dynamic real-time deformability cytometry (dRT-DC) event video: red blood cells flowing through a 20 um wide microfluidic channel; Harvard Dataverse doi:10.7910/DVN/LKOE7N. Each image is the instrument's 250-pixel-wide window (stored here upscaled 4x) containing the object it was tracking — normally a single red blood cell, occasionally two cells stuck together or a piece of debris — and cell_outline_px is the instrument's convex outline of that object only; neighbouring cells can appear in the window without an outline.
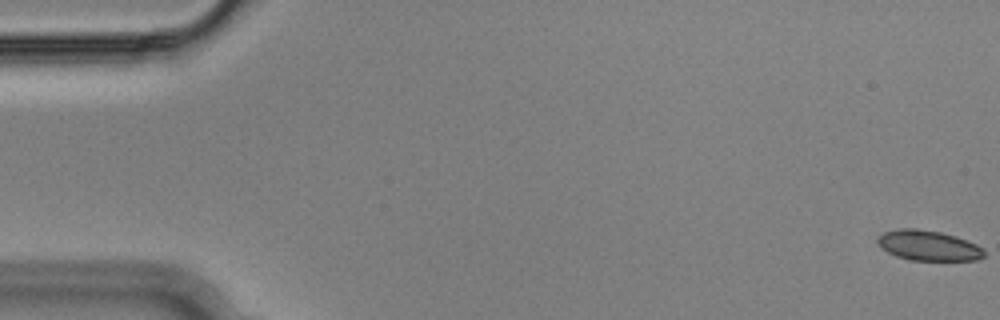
{"species": "Egyptian fruit bat (a non-hibernating species)", "species_latin": "Rousettus aegyptiacus", "temperature_condition": "cold", "stored_images_in_passage": 56, "camera_frame_rate_fps": 3000, "um_per_image_px": 0.085, "animal": {"sex": "male"}, "frame": {"image": 1, "passage_image": 1, "time_ms": 0.0, "image_size_px": [1000, 320], "cell_outline_px": [[984, 256], [976, 260], [912, 260], [896, 256], [888, 252], [876, 240], [884, 232], [900, 228], [916, 228], [940, 232], [956, 236], [976, 244], [984, 248]], "centroid_in_image_um": [78.94, 20.86], "position_along_channel_um": 6.1, "area_um2": 18.55}}
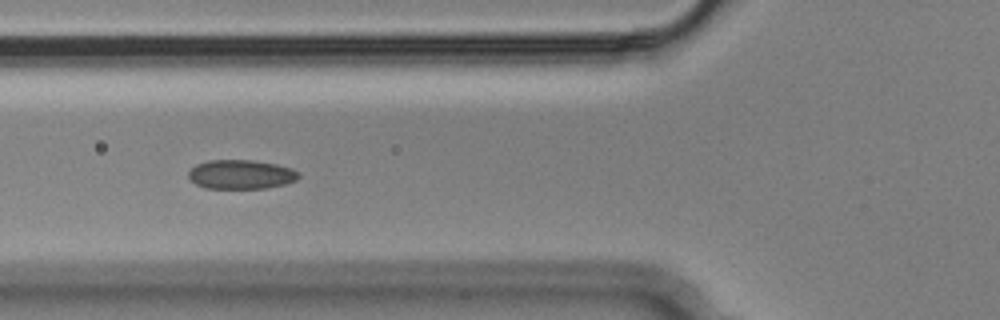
{"frame": {"image": 2, "passage_image": 21, "time_ms": 6.667, "image_size_px": [1000, 320], "cell_outline_px": [[300, 176], [296, 180], [284, 184], [264, 188], [204, 188], [196, 184], [188, 176], [188, 172], [196, 164], [208, 160], [252, 160], [276, 164], [292, 168], [300, 172]], "centroid_in_image_um": [20.49, 14.82], "position_along_channel_um": 105.3, "area_um2": 18.73}}
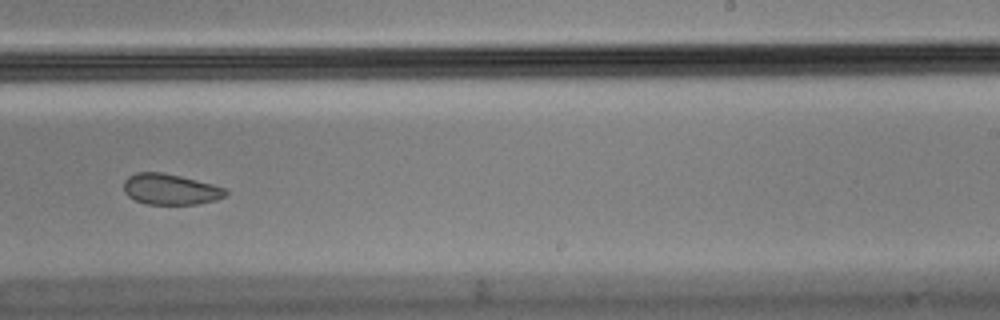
{"frame": {"image": 3, "passage_image": 35, "time_ms": 11.333, "image_size_px": [1000, 320], "cell_outline_px": [[228, 192], [224, 196], [216, 200], [196, 204], [148, 204], [136, 200], [128, 196], [124, 192], [124, 180], [128, 176], [136, 172], [160, 172], [180, 176], [212, 184], [224, 188]], "centroid_in_image_um": [14.45, 16.08], "position_along_channel_um": 274.5, "area_um2": 18.15}, "authors_computed_cell_mechanics": {"area_um2": 19.4208, "velocity_mm_per_s": 3.6256, "shape_relaxation_time_tau1_ms": null, "shape_relaxation_time_tau2_ms": 2.853, "deformation_change_tau1": null, "deformation_change_tau2": 0.0561}}